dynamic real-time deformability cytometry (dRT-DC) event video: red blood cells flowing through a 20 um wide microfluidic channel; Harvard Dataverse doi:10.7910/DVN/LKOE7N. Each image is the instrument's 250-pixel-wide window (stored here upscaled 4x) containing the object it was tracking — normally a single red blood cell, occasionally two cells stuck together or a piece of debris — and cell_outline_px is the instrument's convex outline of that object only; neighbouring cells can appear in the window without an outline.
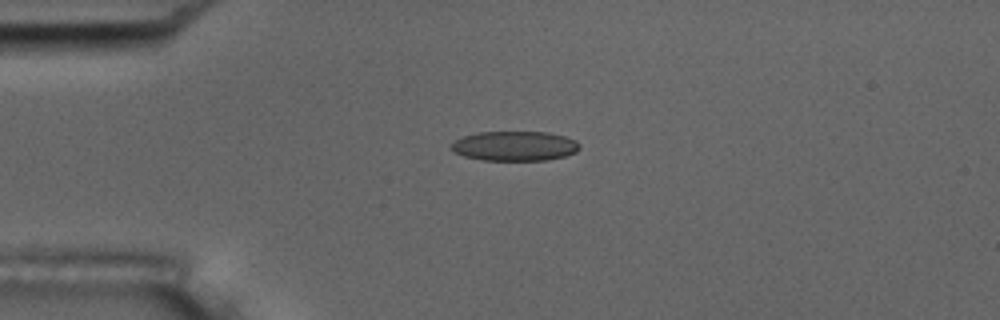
{"species": "common noctule bat (a hibernating species)", "species_latin": "Nyctalus noctula", "temperature_condition": "room temperature", "stored_images_in_passage": 55, "camera_frame_rate_fps": 3000, "um_per_image_px": 0.085, "animal": {"sex": "male", "body_mass_g": 17.5, "forearm_length_mm": 52.3}, "frame": {"image": 1, "passage_image": 13, "time_ms": 4.0, "image_size_px": [1000, 320], "cell_outline_px": [[580, 148], [576, 152], [564, 156], [548, 160], [480, 160], [464, 156], [456, 152], [452, 148], [452, 144], [456, 140], [464, 136], [480, 132], [548, 132], [564, 136], [576, 140], [580, 144]], "centroid_in_image_um": [43.8, 12.41], "position_along_channel_um": 41.2, "area_um2": 22.08}}
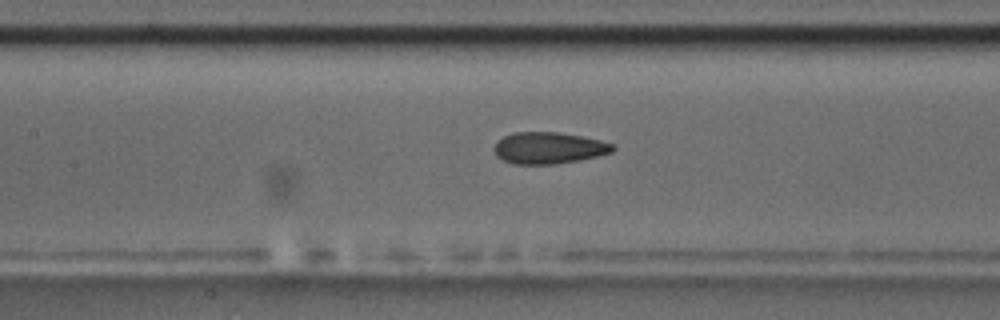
{"frame": {"image": 2, "passage_image": 25, "time_ms": 8.0, "image_size_px": [1000, 320], "cell_outline_px": [[616, 148], [612, 152], [596, 156], [556, 164], [516, 164], [504, 160], [496, 156], [496, 144], [504, 136], [512, 132], [560, 132], [600, 140], [612, 144]], "centroid_in_image_um": [46.65, 12.57], "position_along_channel_um": 160.7, "area_um2": 21.5}}
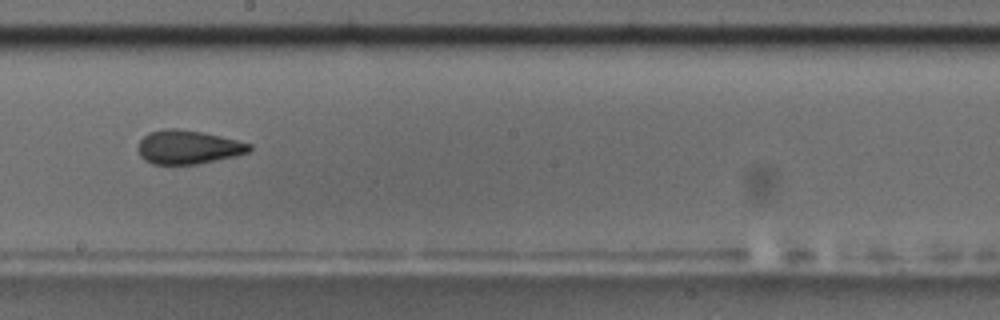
{"frame": {"image": 3, "passage_image": 31, "time_ms": 10.0, "image_size_px": [1000, 320], "cell_outline_px": [[252, 148], [248, 152], [236, 156], [196, 164], [152, 164], [144, 160], [140, 156], [136, 148], [140, 140], [148, 132], [164, 128], [176, 128], [204, 132], [252, 144]], "centroid_in_image_um": [15.95, 12.5], "position_along_channel_um": 232.2, "area_um2": 22.08}, "authors_computed_cell_mechanics": {"area_um2": 21.9062, "velocity_mm_per_s": 3.5953, "shape_relaxation_time_tau1_ms": null, "shape_relaxation_time_tau2_ms": 1.9942, "deformation_change_tau1": null, "deformation_change_tau2": 0.0816}}